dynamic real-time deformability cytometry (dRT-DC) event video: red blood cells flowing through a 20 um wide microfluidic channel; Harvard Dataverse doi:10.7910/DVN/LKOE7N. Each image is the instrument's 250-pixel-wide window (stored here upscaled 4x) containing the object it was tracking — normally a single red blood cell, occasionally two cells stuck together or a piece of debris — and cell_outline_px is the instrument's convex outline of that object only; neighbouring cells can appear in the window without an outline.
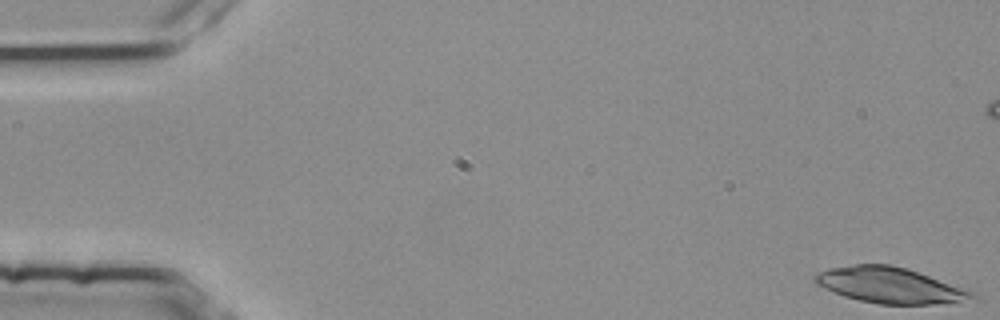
{"species": "common noctule bat (a hibernating species)", "species_latin": "Nyctalus noctula", "temperature_condition": "room temperature", "stored_images_in_passage": 52, "camera_frame_rate_fps": 3000, "um_per_image_px": 0.085, "animal": {"sex": "female", "body_mass_g": 25.1}, "frame": {"image": 1, "passage_image": 1, "time_ms": 0.0, "image_size_px": [1000, 320], "cell_outline_px": [[976, 300], [932, 304], [880, 304], [860, 300], [844, 296], [824, 288], [816, 284], [812, 280], [812, 276], [820, 272], [832, 268], [856, 264], [892, 264], [908, 268], [976, 292]], "centroid_in_image_um": [75.69, 24.25], "position_along_channel_um": 9.3, "area_um2": 32.83}}